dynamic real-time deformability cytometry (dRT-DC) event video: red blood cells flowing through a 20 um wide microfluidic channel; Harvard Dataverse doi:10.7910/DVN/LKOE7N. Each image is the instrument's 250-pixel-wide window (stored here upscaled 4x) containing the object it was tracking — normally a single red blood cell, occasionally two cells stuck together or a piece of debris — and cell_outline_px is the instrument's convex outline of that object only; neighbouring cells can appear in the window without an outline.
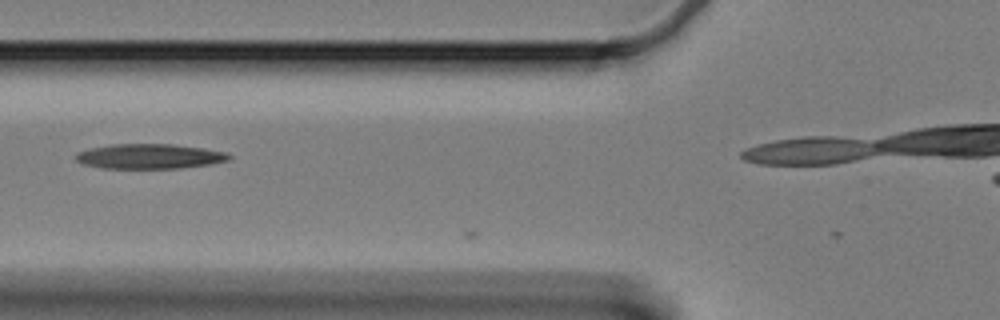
{"species": "Egyptian fruit bat (a non-hibernating species)", "species_latin": "Rousettus aegyptiacus", "temperature_condition": "cold", "stored_images_in_passage": 4, "camera_frame_rate_fps": 3000, "um_per_image_px": 0.085, "animal": {"sex": "female"}, "frame": {"image": 1, "passage_image": 2, "time_ms": 0.333, "image_size_px": [1000, 320], "cell_outline_px": [[232, 156], [228, 160], [208, 164], [180, 168], [100, 168], [80, 164], [76, 160], [76, 152], [88, 148], [112, 144], [172, 144], [204, 148], [224, 152]], "centroid_in_image_um": [12.63, 13.28], "position_along_channel_um": 113.2, "area_um2": 22.25}}